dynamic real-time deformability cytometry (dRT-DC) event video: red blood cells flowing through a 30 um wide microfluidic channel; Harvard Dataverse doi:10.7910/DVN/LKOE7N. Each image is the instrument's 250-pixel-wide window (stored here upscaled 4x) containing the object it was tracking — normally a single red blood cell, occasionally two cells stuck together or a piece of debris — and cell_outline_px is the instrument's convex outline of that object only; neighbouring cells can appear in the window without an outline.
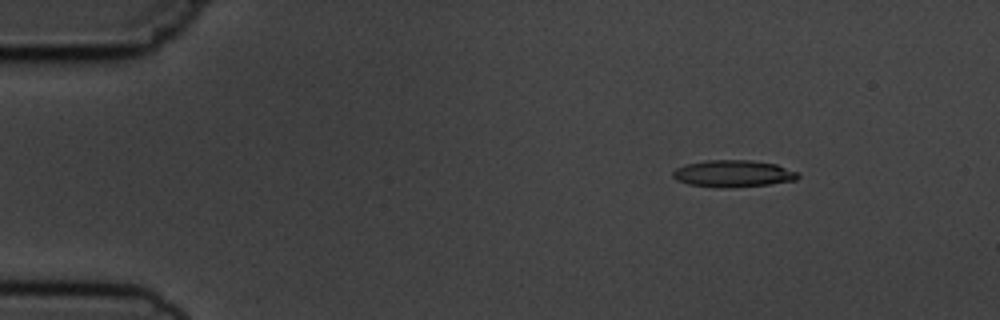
{"species": "common noctule bat (a hibernating species)", "species_latin": "Nyctalus noctula", "temperature_condition": "cold", "stored_images_in_passage": 3, "camera_frame_rate_fps": 3000, "um_per_image_px": 0.085, "animal": {"sex": "male", "body_mass_g": 19.5, "forearm_length_mm": 54.6}, "frame": {"image": 1, "passage_image": 1, "time_ms": 0.0, "image_size_px": [1000, 320], "cell_outline_px": [[800, 176], [796, 180], [768, 184], [732, 188], [716, 188], [688, 184], [676, 180], [672, 176], [672, 172], [676, 168], [684, 164], [708, 160], [752, 160], [776, 164], [800, 172]], "centroid_in_image_um": [62.32, 14.76], "position_along_channel_um": 22.7, "area_um2": 19.94}}